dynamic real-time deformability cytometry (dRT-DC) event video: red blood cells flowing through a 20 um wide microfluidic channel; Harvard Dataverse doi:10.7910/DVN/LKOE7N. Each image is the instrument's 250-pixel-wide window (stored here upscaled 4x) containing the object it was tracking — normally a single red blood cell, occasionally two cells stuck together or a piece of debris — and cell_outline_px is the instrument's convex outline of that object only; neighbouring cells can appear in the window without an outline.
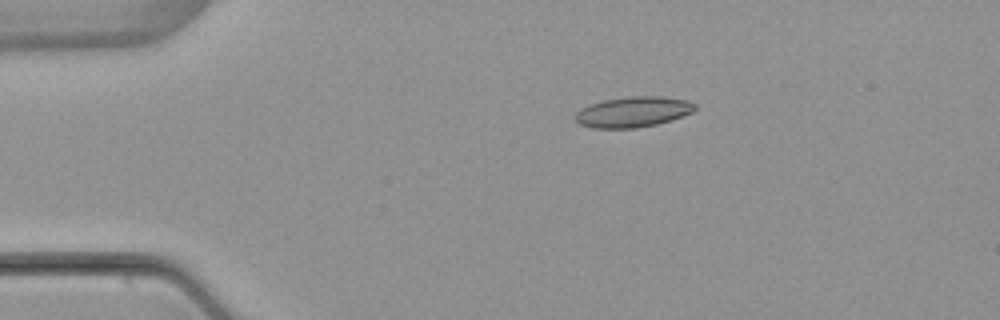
{"species": "common noctule bat (a hibernating species)", "species_latin": "Nyctalus noctula", "temperature_condition": "warm", "stored_images_in_passage": 5, "camera_frame_rate_fps": 3000, "um_per_image_px": 0.085, "animal": {"sex": "female", "body_mass_g": 22.7, "forearm_length_mm": 54.2}, "frame": {"image": 1, "passage_image": 3, "time_ms": 2.667, "image_size_px": [1000, 320], "cell_outline_px": [[696, 108], [692, 112], [672, 120], [656, 124], [636, 128], [592, 128], [580, 124], [576, 120], [576, 112], [580, 108], [588, 104], [604, 100], [628, 96], [660, 96], [688, 100], [696, 104]], "centroid_in_image_um": [53.81, 9.5], "position_along_channel_um": 31.2, "area_um2": 21.39}}
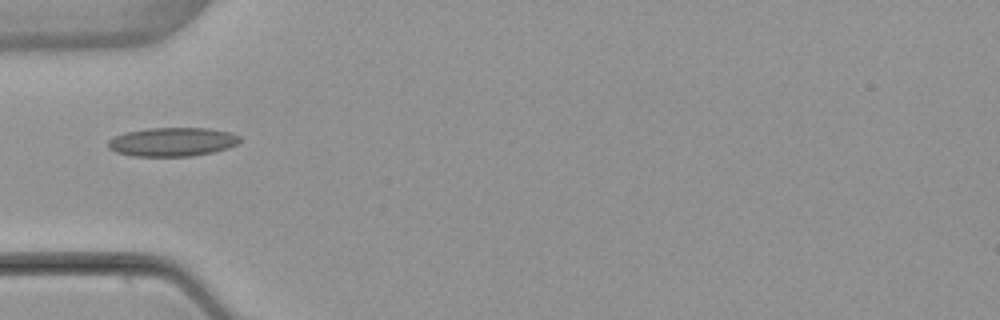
{"frame": {"image": 2, "passage_image": 5, "time_ms": 5.0, "image_size_px": [1000, 320], "cell_outline_px": [[240, 140], [236, 144], [228, 148], [212, 152], [192, 156], [132, 156], [116, 152], [108, 148], [108, 140], [124, 132], [148, 128], [208, 128], [232, 132], [240, 136]], "centroid_in_image_um": [14.65, 12.05], "position_along_channel_um": 70.4, "area_um2": 22.2}}